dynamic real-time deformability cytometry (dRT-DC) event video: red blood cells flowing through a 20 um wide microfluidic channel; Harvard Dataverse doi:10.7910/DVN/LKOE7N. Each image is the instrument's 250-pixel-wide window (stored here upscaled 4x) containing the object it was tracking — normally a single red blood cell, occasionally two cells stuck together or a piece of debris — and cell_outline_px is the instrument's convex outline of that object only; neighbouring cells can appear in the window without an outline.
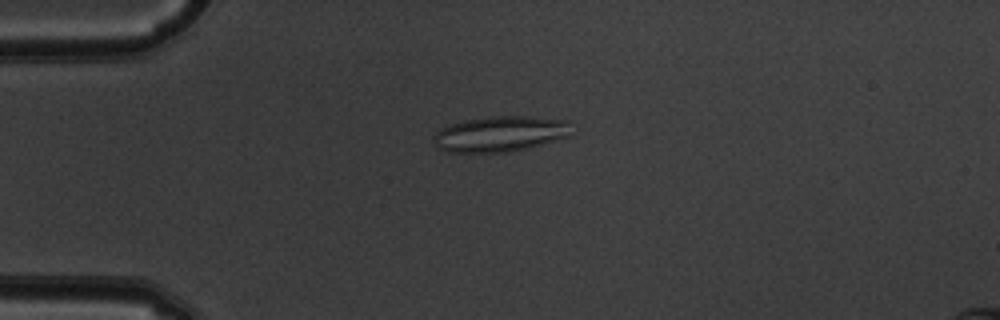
{"species": "common noctule bat (a hibernating species)", "species_latin": "Nyctalus noctula", "temperature_condition": "warm", "stored_images_in_passage": 51, "camera_frame_rate_fps": 3000, "um_per_image_px": 0.085, "animal": {"sex": "male", "body_mass_g": 19.5, "forearm_length_mm": 54.6}, "frame": {"image": 1, "passage_image": 13, "time_ms": 4.0, "image_size_px": [1000, 320], "cell_outline_px": [[572, 136], [528, 148], [508, 152], [448, 152], [436, 148], [432, 136], [440, 128], [448, 124], [464, 120], [496, 116], [528, 116], [568, 120]], "centroid_in_image_um": [42.51, 11.38], "position_along_channel_um": 42.5, "area_um2": 28.9}}
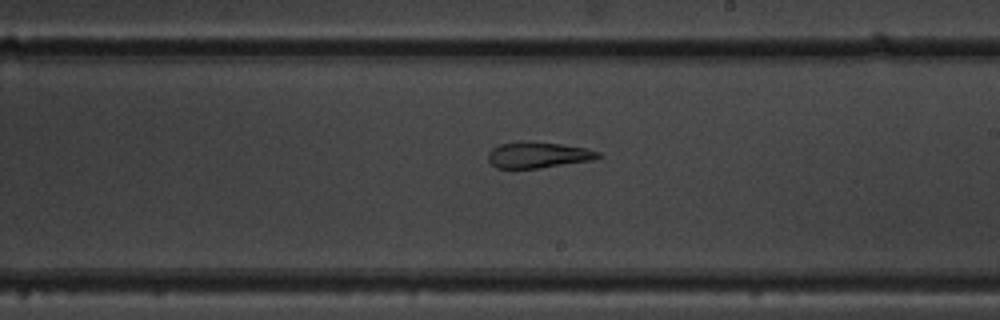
{"frame": {"image": 2, "passage_image": 30, "time_ms": 9.667, "image_size_px": [1000, 320], "cell_outline_px": [[604, 156], [592, 160], [540, 168], [496, 168], [488, 160], [488, 152], [492, 148], [500, 144], [520, 140], [528, 140], [560, 144], [584, 148], [600, 152]], "centroid_in_image_um": [45.72, 13.16], "position_along_channel_um": 243.3, "area_um2": 16.88}}
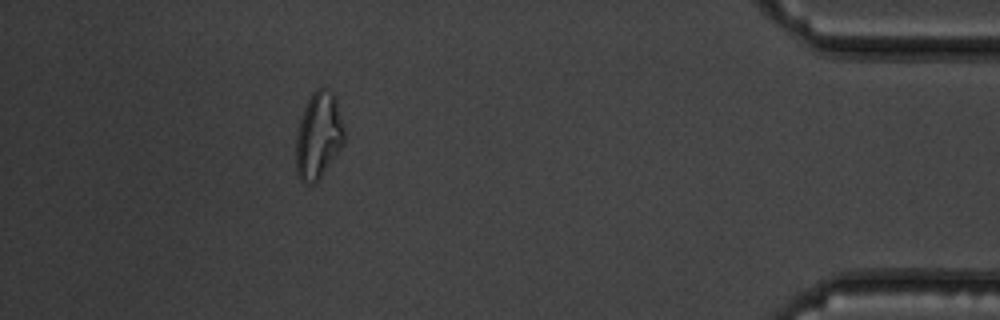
{"frame": {"image": 3, "passage_image": 46, "time_ms": 15.0, "image_size_px": [1000, 320], "cell_outline_px": [[344, 144], [320, 176], [312, 184], [304, 184], [300, 180], [296, 172], [296, 136], [300, 120], [304, 108], [312, 92], [316, 88], [324, 88], [332, 92], [336, 96], [344, 128]], "centroid_in_image_um": [27.07, 11.51], "position_along_channel_um": 408.1, "area_um2": 24.28}, "authors_computed_cell_mechanics": {"area_um2": 23.2356, "velocity_mm_per_s": 4.0121, "shape_relaxation_time_tau1_ms": null, "shape_relaxation_time_tau2_ms": 3.8213, "deformation_change_tau1": null, "deformation_change_tau2": 0.163}}